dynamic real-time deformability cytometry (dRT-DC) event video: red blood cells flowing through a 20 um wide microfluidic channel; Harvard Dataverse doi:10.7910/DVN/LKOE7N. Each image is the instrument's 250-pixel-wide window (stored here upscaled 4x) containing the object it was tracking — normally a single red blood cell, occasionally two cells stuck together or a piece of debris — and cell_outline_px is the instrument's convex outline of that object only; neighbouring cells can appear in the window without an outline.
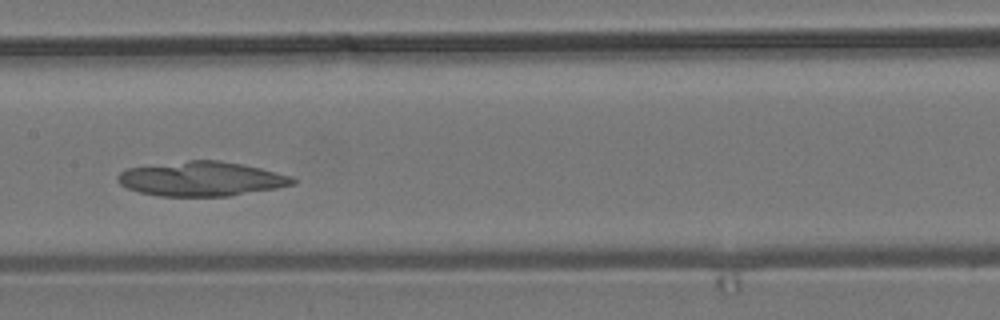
{"species": "common noctule bat (a hibernating species)", "species_latin": "Nyctalus noctula", "temperature_condition": "room temperature", "stored_images_in_passage": 9, "camera_frame_rate_fps": 3000, "um_per_image_px": 0.085, "animal": {"sex": "male", "body_mass_g": 19.2, "forearm_length_mm": 51.8}, "frame": {"image": 1, "passage_image": 6, "time_ms": 5.667, "image_size_px": [1000, 320], "cell_outline_px": [[296, 184], [276, 188], [228, 196], [160, 196], [140, 192], [128, 188], [120, 184], [116, 180], [116, 176], [120, 172], [128, 168], [188, 160], [220, 160], [260, 168], [292, 176], [296, 180]], "centroid_in_image_um": [17.12, 15.2], "position_along_channel_um": 190.3, "area_um2": 35.03}}
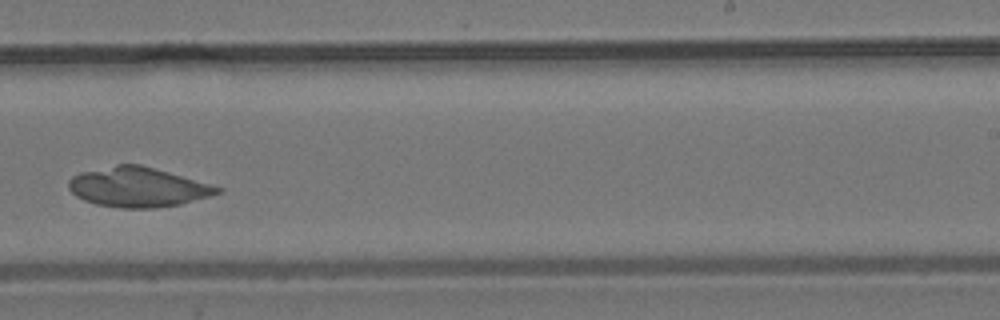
{"frame": {"image": 2, "passage_image": 8, "time_ms": 8.0, "image_size_px": [1000, 320], "cell_outline_px": [[224, 192], [180, 204], [156, 208], [120, 208], [96, 204], [84, 200], [76, 196], [68, 188], [68, 180], [72, 176], [80, 172], [116, 164], [140, 164], [212, 184], [224, 188]], "centroid_in_image_um": [11.73, 15.9], "position_along_channel_um": 277.3, "area_um2": 34.56}}
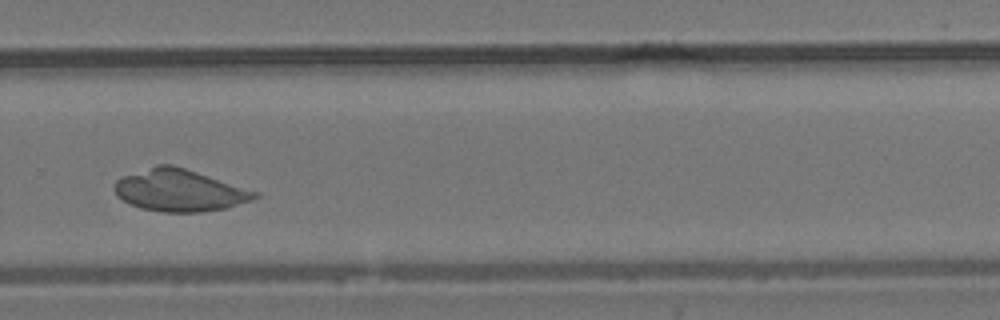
{"frame": {"image": 3, "passage_image": 9, "time_ms": 9.0, "image_size_px": [1000, 320], "cell_outline_px": [[260, 196], [252, 200], [228, 208], [200, 212], [164, 212], [140, 208], [128, 204], [116, 196], [112, 188], [112, 184], [116, 180], [124, 176], [156, 164], [172, 164], [260, 192]], "centroid_in_image_um": [15.24, 16.19], "position_along_channel_um": 314.6, "area_um2": 34.62}}